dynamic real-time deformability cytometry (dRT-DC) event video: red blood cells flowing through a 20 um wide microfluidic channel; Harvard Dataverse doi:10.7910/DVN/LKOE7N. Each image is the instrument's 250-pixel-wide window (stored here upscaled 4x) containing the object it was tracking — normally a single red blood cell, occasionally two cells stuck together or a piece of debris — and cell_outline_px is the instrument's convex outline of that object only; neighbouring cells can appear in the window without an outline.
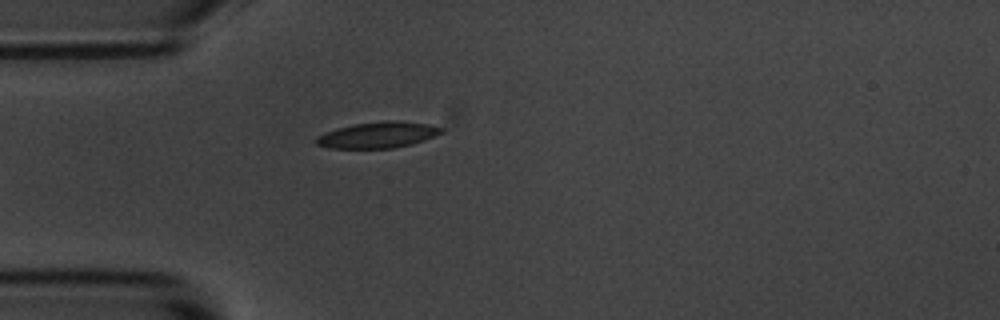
{"species": "common noctule bat (a hibernating species)", "species_latin": "Nyctalus noctula", "temperature_condition": "room temperature", "stored_images_in_passage": 5, "camera_frame_rate_fps": 3000, "um_per_image_px": 0.085, "animal": {"sex": "male", "body_mass_g": 20.1, "forearm_length_mm": 53.5}, "frame": {"image": 1, "passage_image": 5, "time_ms": 4.333, "image_size_px": [1000, 320], "cell_outline_px": [[444, 132], [424, 140], [392, 148], [328, 148], [316, 144], [316, 136], [324, 132], [352, 124], [388, 120], [396, 120], [428, 124], [444, 128]], "centroid_in_image_um": [32.1, 11.46], "position_along_channel_um": 52.9, "area_um2": 18.96}}